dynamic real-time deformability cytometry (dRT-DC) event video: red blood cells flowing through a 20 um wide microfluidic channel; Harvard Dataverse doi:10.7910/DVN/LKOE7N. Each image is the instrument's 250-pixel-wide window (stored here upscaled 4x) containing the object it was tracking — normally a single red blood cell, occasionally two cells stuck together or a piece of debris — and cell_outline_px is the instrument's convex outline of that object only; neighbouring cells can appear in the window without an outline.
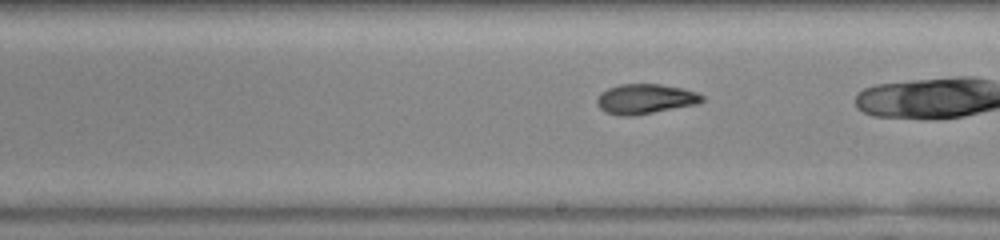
{"species": "common noctule bat (a hibernating species)", "species_latin": "Nyctalus noctula", "temperature_condition": "warm", "stored_images_in_passage": 29, "camera_frame_rate_fps": 3000, "um_per_image_px": 0.085, "animal": {"sex": "female", "body_mass_g": 23.0, "forearm_length_mm": 53.4}, "frame": {"image": 1, "passage_image": 23, "time_ms": 7.333, "image_size_px": [1000, 240], "cell_outline_px": [[704, 100], [696, 104], [632, 116], [620, 116], [604, 112], [596, 104], [596, 100], [600, 92], [608, 88], [620, 84], [660, 84], [684, 88], [696, 92], [704, 96]], "centroid_in_image_um": [54.81, 8.4], "position_along_channel_um": 234.2, "area_um2": 18.38}}